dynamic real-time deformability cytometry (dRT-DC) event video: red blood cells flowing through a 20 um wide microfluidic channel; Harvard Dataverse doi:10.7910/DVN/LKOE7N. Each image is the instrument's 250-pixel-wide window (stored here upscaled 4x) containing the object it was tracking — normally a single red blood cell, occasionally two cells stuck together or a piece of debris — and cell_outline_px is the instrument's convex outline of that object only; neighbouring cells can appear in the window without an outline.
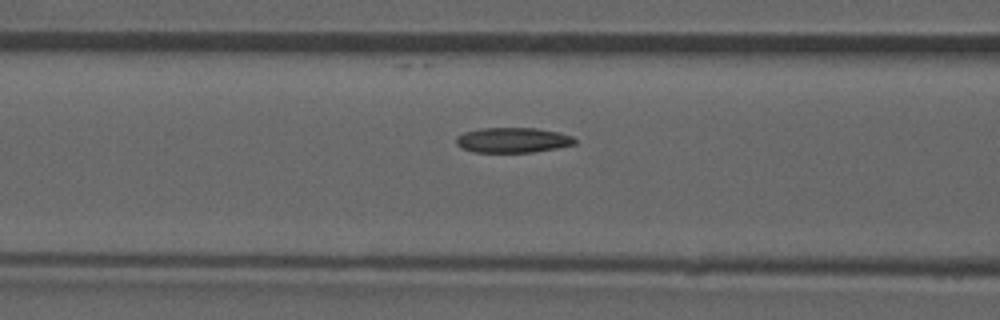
{"species": "common noctule bat (a hibernating species)", "species_latin": "Nyctalus noctula", "temperature_condition": "room temperature", "stored_images_in_passage": 25, "camera_frame_rate_fps": 3000, "um_per_image_px": 0.085, "animal": {"sex": "male", "forearm_length_mm": 52.5}, "frame": {"image": 1, "passage_image": 21, "time_ms": 6.667, "image_size_px": [1000, 320], "cell_outline_px": [[576, 144], [556, 148], [532, 152], [472, 152], [460, 148], [456, 144], [456, 136], [464, 132], [480, 128], [536, 128], [556, 132], [572, 136], [576, 140]], "centroid_in_image_um": [43.54, 11.91], "position_along_channel_um": 123.1, "area_um2": 17.4}}